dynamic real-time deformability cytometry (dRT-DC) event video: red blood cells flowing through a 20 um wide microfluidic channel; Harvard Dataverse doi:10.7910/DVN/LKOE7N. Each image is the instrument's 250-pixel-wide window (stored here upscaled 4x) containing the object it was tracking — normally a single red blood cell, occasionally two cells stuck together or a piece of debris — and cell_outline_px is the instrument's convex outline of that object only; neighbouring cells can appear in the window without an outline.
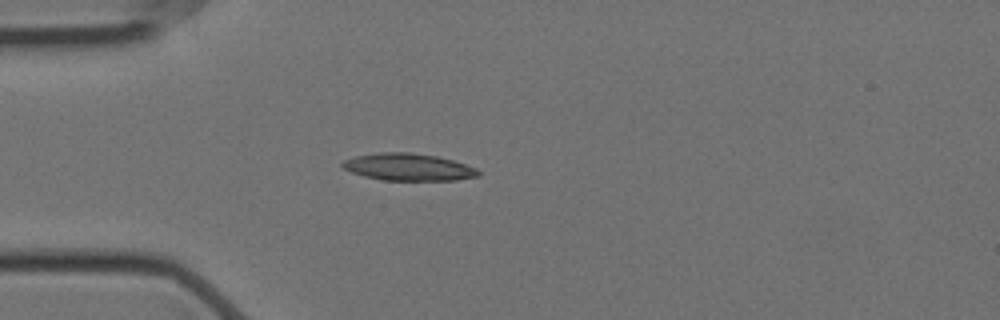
{"species": "Egyptian fruit bat (a non-hibernating species)", "species_latin": "Rousettus aegyptiacus", "temperature_condition": "cold", "stored_images_in_passage": 43, "camera_frame_rate_fps": 3000, "um_per_image_px": 0.085, "animal": {"sex": "female"}, "frame": {"image": 1, "passage_image": 1, "time_ms": 0.0, "image_size_px": [1000, 320], "cell_outline_px": [[480, 176], [456, 180], [384, 180], [364, 176], [352, 172], [344, 168], [340, 164], [344, 160], [356, 156], [384, 152], [408, 152], [436, 156], [452, 160], [476, 168], [480, 172]], "centroid_in_image_um": [34.72, 14.2], "position_along_channel_um": 50.3, "area_um2": 21.27}}
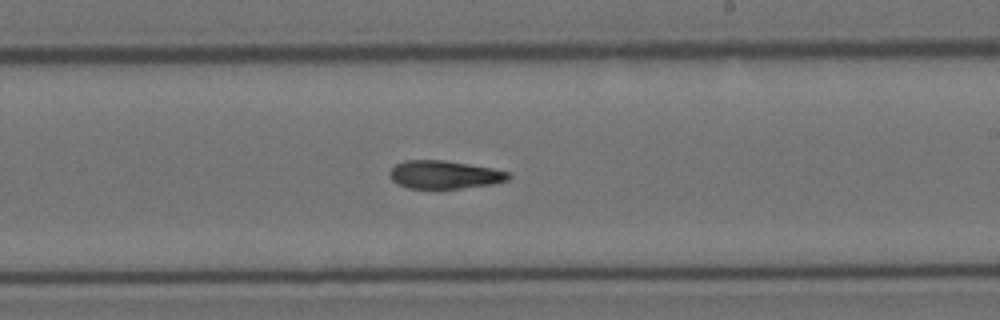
{"frame": {"image": 2, "passage_image": 19, "time_ms": 6.0, "image_size_px": [1000, 320], "cell_outline_px": [[512, 176], [508, 180], [492, 184], [460, 188], [408, 188], [396, 184], [388, 176], [388, 172], [396, 164], [404, 160], [444, 160], [492, 168], [508, 172]], "centroid_in_image_um": [37.74, 14.84], "position_along_channel_um": 251.3, "area_um2": 19.48}}
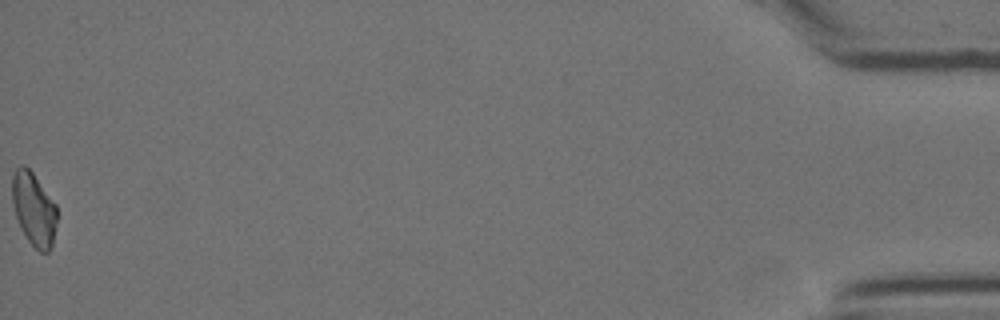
{"frame": {"image": 3, "passage_image": 43, "time_ms": 14.0, "image_size_px": [1000, 320], "cell_outline_px": [[56, 224], [52, 248], [48, 252], [40, 252], [28, 240], [16, 216], [12, 200], [12, 176], [16, 168], [20, 164], [24, 164], [32, 172], [56, 204]], "centroid_in_image_um": [2.88, 17.75], "position_along_channel_um": 432.3, "area_um2": 18.9}, "authors_computed_cell_mechanics": {"area_um2": 19.7676, "velocity_mm_per_s": 3.522, "shape_relaxation_time_tau1_ms": null, "shape_relaxation_time_tau2_ms": 10.8426, "deformation_change_tau1": null, "deformation_change_tau2": 0.2104}}